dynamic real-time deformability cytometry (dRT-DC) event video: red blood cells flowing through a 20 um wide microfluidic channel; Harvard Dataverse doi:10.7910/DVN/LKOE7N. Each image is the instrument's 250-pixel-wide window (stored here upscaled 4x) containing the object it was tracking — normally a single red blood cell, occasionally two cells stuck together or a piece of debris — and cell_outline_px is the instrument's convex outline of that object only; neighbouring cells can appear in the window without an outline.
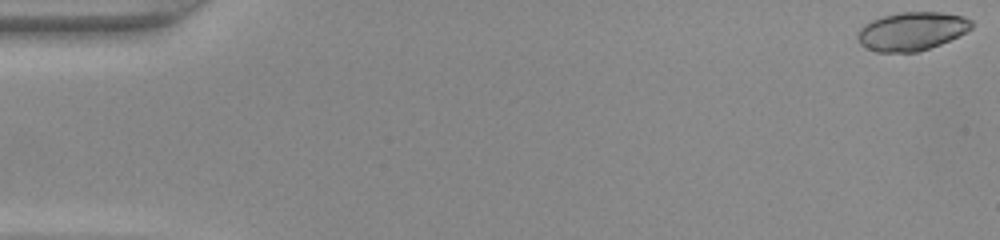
{"species": "common noctule bat (a hibernating species)", "species_latin": "Nyctalus noctula", "temperature_condition": "warm", "stored_images_in_passage": 48, "segment_of_instrument_passage": [1, 2], "camera_frame_rate_fps": 3000, "um_per_image_px": 0.085, "animal": {"sex": "female", "body_mass_g": 22.0, "forearm_length_mm": 56.7}, "frame": {"image": 1, "passage_image": 1, "time_ms": 0.0, "image_size_px": [1000, 240], "cell_outline_px": [[972, 28], [940, 44], [916, 52], [876, 52], [864, 48], [860, 44], [856, 36], [860, 28], [872, 20], [884, 16], [900, 12], [940, 12], [964, 16], [972, 20]], "centroid_in_image_um": [77.47, 2.65], "position_along_channel_um": 7.5, "area_um2": 25.37}}
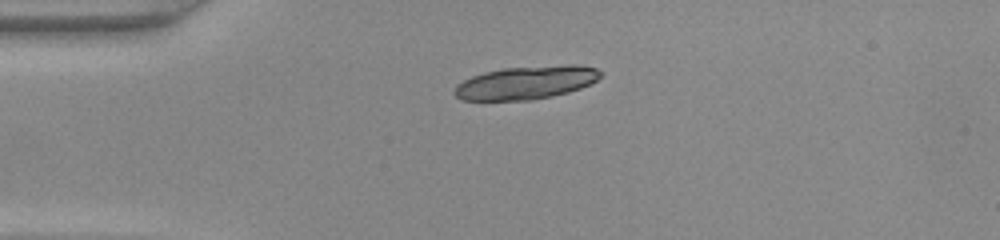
{"frame": {"image": 2, "passage_image": 12, "time_ms": 3.667, "image_size_px": [1000, 240], "cell_outline_px": [[604, 72], [596, 80], [580, 88], [568, 92], [552, 96], [532, 100], [460, 100], [452, 92], [456, 84], [472, 76], [484, 72], [504, 68], [572, 64], [596, 68]], "centroid_in_image_um": [44.69, 7.02], "position_along_channel_um": 40.3, "area_um2": 28.26}}